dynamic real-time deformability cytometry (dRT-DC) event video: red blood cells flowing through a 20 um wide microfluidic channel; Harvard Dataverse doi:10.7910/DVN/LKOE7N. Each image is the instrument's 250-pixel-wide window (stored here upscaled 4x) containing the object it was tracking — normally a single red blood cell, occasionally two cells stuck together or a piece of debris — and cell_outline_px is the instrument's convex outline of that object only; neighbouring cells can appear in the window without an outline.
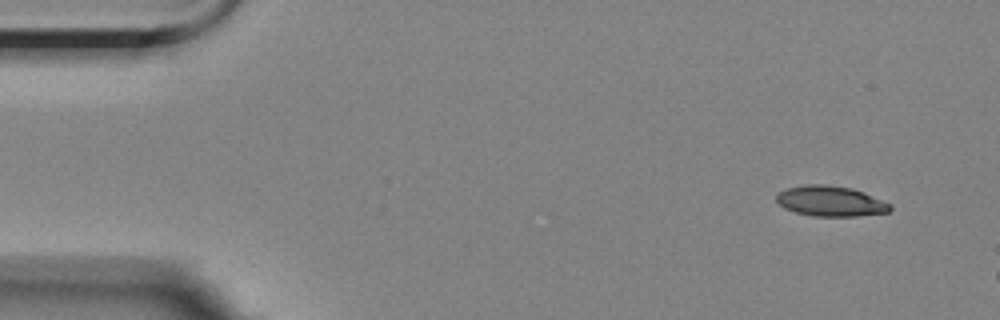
{"species": "Egyptian fruit bat (a non-hibernating species)", "species_latin": "Rousettus aegyptiacus", "temperature_condition": "room temperature", "stored_images_in_passage": 4, "camera_frame_rate_fps": 3000, "um_per_image_px": 0.085, "animal": {"sex": "female"}, "frame": {"image": 1, "passage_image": 1, "time_ms": 0.0, "image_size_px": [1000, 320], "cell_outline_px": [[892, 208], [888, 212], [856, 216], [812, 216], [796, 212], [784, 208], [776, 200], [776, 196], [780, 192], [788, 188], [808, 184], [824, 184], [852, 188], [864, 192], [892, 204]], "centroid_in_image_um": [70.62, 17.1], "position_along_channel_um": 14.4, "area_um2": 20.06}}